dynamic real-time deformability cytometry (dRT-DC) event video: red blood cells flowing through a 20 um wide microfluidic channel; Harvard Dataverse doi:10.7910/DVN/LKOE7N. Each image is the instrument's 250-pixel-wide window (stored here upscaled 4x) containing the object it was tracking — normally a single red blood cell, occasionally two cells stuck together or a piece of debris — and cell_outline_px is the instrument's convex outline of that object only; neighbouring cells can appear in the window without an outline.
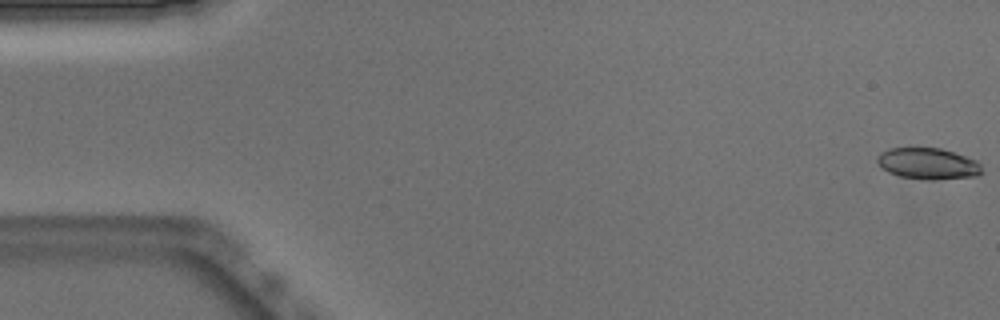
{"species": "Egyptian fruit bat (a non-hibernating species)", "species_latin": "Rousettus aegyptiacus", "temperature_condition": "warm", "stored_images_in_passage": 52, "camera_frame_rate_fps": 3000, "um_per_image_px": 0.085, "animal": {"sex": "male"}, "frame": {"image": 1, "passage_image": 1, "time_ms": 0.0, "image_size_px": [1000, 320], "cell_outline_px": [[984, 172], [976, 176], [932, 180], [924, 180], [900, 176], [888, 172], [880, 168], [876, 160], [876, 156], [880, 152], [892, 148], [940, 148], [976, 160], [980, 164]], "centroid_in_image_um": [78.85, 13.92], "position_along_channel_um": 6.2, "area_um2": 19.19}}
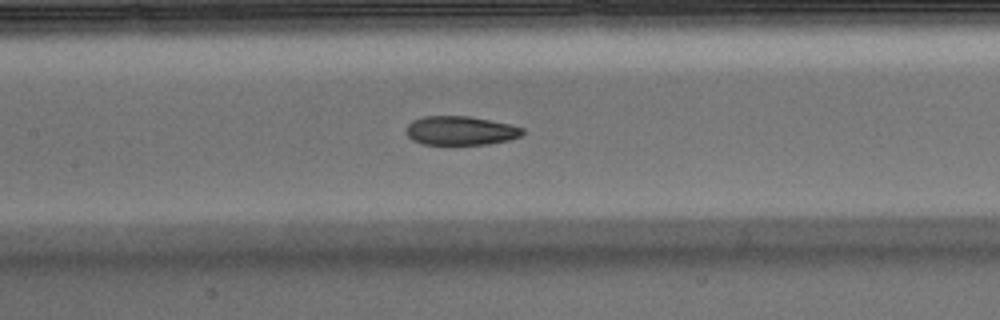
{"frame": {"image": 2, "passage_image": 24, "time_ms": 7.667, "image_size_px": [1000, 320], "cell_outline_px": [[524, 132], [520, 136], [508, 140], [488, 144], [424, 144], [412, 140], [404, 132], [408, 124], [412, 120], [424, 116], [468, 116], [512, 124], [524, 128]], "centroid_in_image_um": [39.13, 11.09], "position_along_channel_um": 168.3, "area_um2": 19.71}}
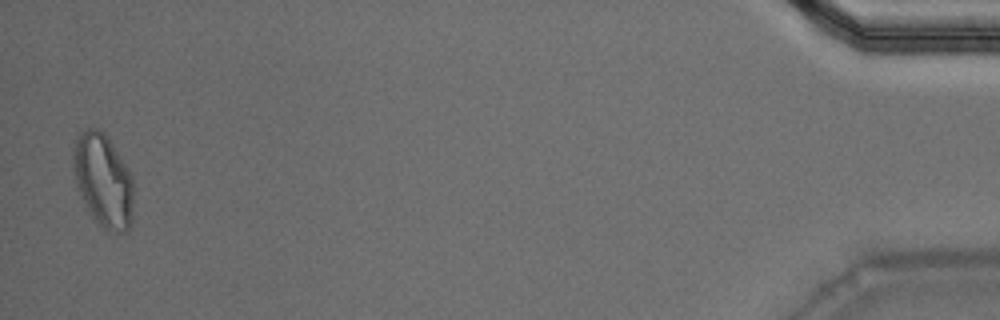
{"frame": {"image": 3, "passage_image": 51, "time_ms": 16.667, "image_size_px": [1000, 320], "cell_outline_px": [[132, 204], [128, 228], [124, 232], [108, 232], [92, 216], [84, 204], [72, 168], [72, 152], [76, 136], [80, 132], [88, 128], [96, 128], [104, 132], [132, 176]], "centroid_in_image_um": [8.73, 15.3], "position_along_channel_um": 426.5, "area_um2": 32.25}, "authors_computed_cell_mechanics": {"area_um2": 20.5768, "velocity_mm_per_s": 3.8933, "shape_relaxation_time_tau1_ms": 9.9387, "shape_relaxation_time_tau2_ms": 2.1672, "deformation_change_tau1": 0.2298, "deformation_change_tau2": 0.075}}